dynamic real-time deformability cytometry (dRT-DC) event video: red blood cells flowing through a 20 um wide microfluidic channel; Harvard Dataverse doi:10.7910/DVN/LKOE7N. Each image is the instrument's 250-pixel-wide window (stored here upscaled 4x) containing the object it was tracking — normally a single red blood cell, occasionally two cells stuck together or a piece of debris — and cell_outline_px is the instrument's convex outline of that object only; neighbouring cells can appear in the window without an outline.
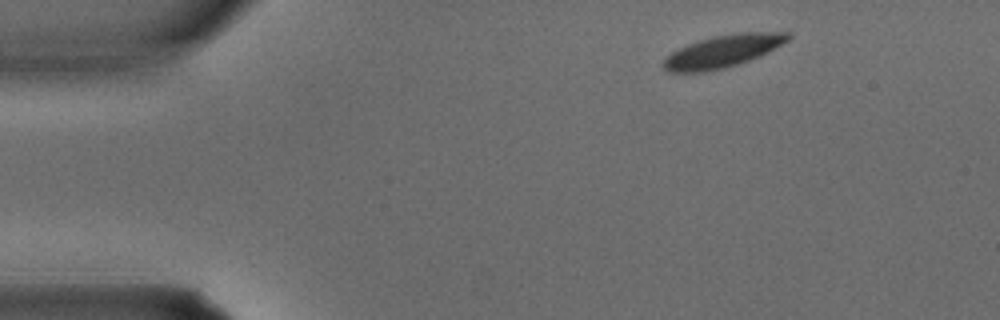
{"species": "common noctule bat (a hibernating species)", "species_latin": "Nyctalus noctula", "temperature_condition": "warm", "stored_images_in_passage": 4, "segment_of_instrument_passage": [2, 2], "camera_frame_rate_fps": 3000, "um_per_image_px": 0.085, "animal": {"sex": "male", "body_mass_g": 15.6}, "frame": {"image": 1, "passage_image": 4, "time_ms": 1.0, "image_size_px": [1000, 320], "cell_outline_px": [[792, 36], [788, 40], [768, 52], [760, 56], [724, 68], [704, 72], [668, 72], [660, 64], [664, 56], [676, 48], [700, 40], [716, 36], [740, 32], [788, 32]], "centroid_in_image_um": [61.37, 4.36], "position_along_channel_um": 23.6, "area_um2": 23.52}}